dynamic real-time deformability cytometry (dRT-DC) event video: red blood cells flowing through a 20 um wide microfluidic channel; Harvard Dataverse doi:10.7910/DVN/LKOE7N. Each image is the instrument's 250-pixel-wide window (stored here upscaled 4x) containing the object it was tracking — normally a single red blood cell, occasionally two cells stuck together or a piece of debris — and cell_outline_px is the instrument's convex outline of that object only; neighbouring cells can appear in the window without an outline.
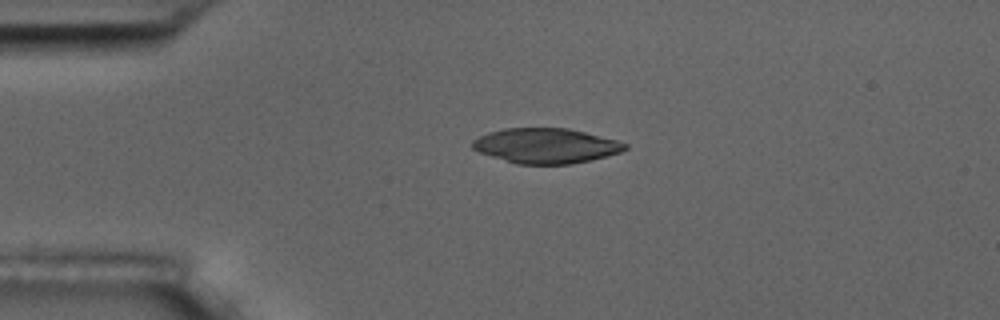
{"species": "common noctule bat (a hibernating species)", "species_latin": "Nyctalus noctula", "temperature_condition": "room temperature", "stored_images_in_passage": 2, "camera_frame_rate_fps": 3000, "um_per_image_px": 0.085, "animal": {"sex": "male", "body_mass_g": 17.5, "forearm_length_mm": 52.3}, "frame": {"image": 1, "passage_image": 1, "time_ms": 0.0, "image_size_px": [1000, 320], "cell_outline_px": [[628, 148], [620, 152], [572, 164], [516, 164], [480, 152], [472, 148], [472, 140], [488, 132], [504, 128], [568, 128], [616, 140], [628, 144]], "centroid_in_image_um": [46.38, 12.38], "position_along_channel_um": 38.6, "area_um2": 30.87}}